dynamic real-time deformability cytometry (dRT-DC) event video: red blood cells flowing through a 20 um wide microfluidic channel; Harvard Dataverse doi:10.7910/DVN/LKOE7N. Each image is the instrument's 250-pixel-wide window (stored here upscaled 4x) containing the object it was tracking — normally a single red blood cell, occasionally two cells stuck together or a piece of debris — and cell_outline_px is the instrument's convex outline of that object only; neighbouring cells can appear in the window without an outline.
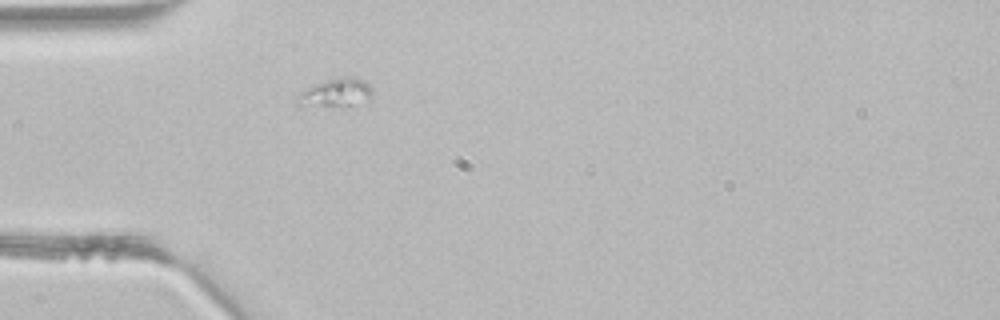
{"species": "common noctule bat (a hibernating species)", "species_latin": "Nyctalus noctula", "temperature_condition": "room temperature", "stored_images_in_passage": 1, "camera_frame_rate_fps": 3000, "um_per_image_px": 0.085, "animal": {"sex": "male", "body_mass_g": 21.5, "forearm_length_mm": 52.0}, "frame": {"image": 1, "passage_image": 1, "time_ms": 0.0, "image_size_px": [1000, 320], "cell_outline_px": [[372, 100], [352, 104], [300, 108], [296, 104], [296, 96], [300, 92], [324, 80], [340, 76], [352, 76], [364, 80], [372, 88]], "centroid_in_image_um": [28.51, 7.89], "position_along_channel_um": 56.5, "area_um2": 12.77}}